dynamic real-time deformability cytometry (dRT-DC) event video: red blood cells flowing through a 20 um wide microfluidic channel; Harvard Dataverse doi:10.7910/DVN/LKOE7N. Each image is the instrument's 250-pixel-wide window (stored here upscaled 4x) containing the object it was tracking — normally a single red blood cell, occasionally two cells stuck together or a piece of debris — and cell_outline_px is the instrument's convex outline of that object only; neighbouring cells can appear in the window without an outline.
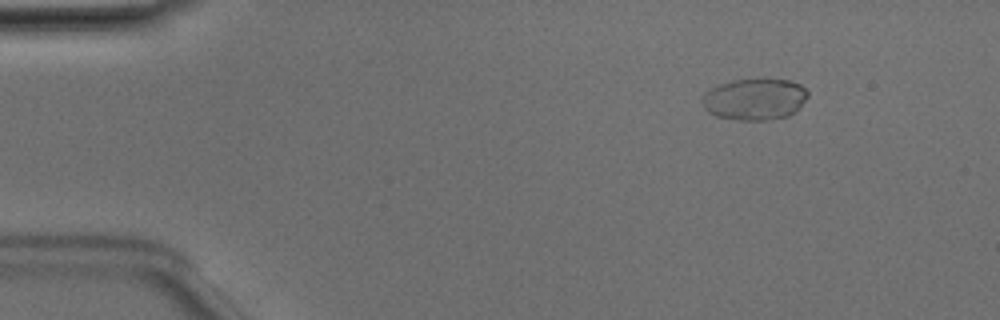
{"species": "Egyptian fruit bat (a non-hibernating species)", "species_latin": "Rousettus aegyptiacus", "temperature_condition": "room temperature", "stored_images_in_passage": 4, "camera_frame_rate_fps": 3000, "um_per_image_px": 0.085, "animal": {"sex": "male"}, "frame": {"image": 1, "passage_image": 4, "time_ms": 1.0, "image_size_px": [1000, 320], "cell_outline_px": [[808, 96], [800, 108], [796, 112], [788, 116], [768, 120], [740, 120], [716, 116], [708, 112], [704, 108], [700, 100], [700, 96], [704, 92], [720, 84], [732, 80], [788, 80], [800, 84], [808, 92]], "centroid_in_image_um": [64.13, 8.45], "position_along_channel_um": 20.9, "area_um2": 25.66}}